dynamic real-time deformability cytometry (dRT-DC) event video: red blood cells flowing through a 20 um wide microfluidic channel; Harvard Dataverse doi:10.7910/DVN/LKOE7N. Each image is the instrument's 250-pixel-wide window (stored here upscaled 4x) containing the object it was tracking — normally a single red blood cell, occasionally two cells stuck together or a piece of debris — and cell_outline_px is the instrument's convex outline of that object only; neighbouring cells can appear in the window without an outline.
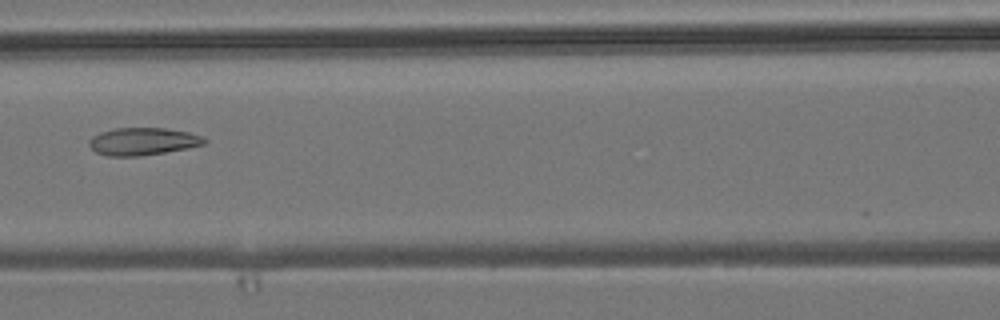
{"species": "common noctule bat (a hibernating species)", "species_latin": "Nyctalus noctula", "temperature_condition": "room temperature", "stored_images_in_passage": 7, "camera_frame_rate_fps": 3000, "um_per_image_px": 0.085, "animal": {"sex": "male", "body_mass_g": 19.2, "forearm_length_mm": 51.8}, "frame": {"image": 1, "passage_image": 7, "time_ms": 8.0, "image_size_px": [1000, 320], "cell_outline_px": [[208, 144], [188, 148], [140, 156], [108, 156], [96, 152], [88, 144], [88, 140], [92, 136], [100, 132], [116, 128], [164, 128], [188, 132], [200, 136], [208, 140]], "centroid_in_image_um": [12.14, 12.02], "position_along_channel_um": 154.5, "area_um2": 18.5}}